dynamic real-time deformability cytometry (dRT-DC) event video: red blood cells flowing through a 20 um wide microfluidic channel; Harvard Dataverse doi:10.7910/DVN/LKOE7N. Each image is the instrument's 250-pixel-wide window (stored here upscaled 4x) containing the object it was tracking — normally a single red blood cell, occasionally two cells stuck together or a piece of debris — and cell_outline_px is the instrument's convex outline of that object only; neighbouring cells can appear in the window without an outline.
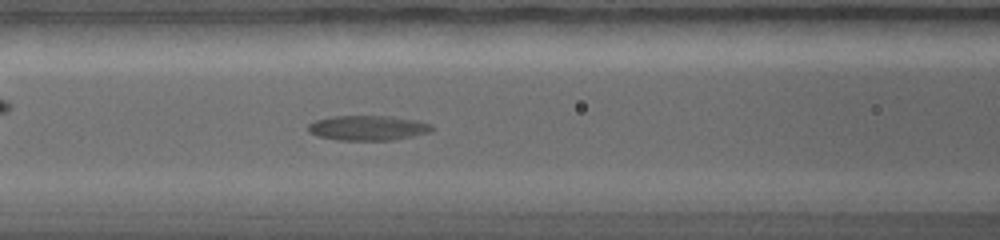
{"species": "common noctule bat (a hibernating species)", "species_latin": "Nyctalus noctula", "temperature_condition": "warm", "stored_images_in_passage": 6, "camera_frame_rate_fps": 5000, "um_per_image_px": 0.085, "animal": {"sex": "female", "body_mass_g": 19.0, "forearm_length_mm": 56.7}, "frame": {"image": 1, "passage_image": 6, "time_ms": 4.6, "image_size_px": [1000, 240], "cell_outline_px": [[436, 128], [432, 132], [392, 140], [340, 140], [316, 136], [308, 132], [308, 124], [316, 120], [332, 116], [388, 116], [416, 120], [432, 124]], "centroid_in_image_um": [31.29, 10.87], "position_along_channel_um": 135.3, "area_um2": 18.09}}